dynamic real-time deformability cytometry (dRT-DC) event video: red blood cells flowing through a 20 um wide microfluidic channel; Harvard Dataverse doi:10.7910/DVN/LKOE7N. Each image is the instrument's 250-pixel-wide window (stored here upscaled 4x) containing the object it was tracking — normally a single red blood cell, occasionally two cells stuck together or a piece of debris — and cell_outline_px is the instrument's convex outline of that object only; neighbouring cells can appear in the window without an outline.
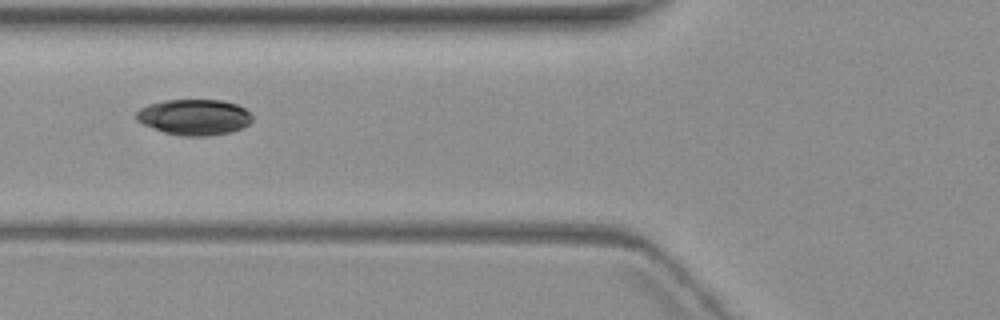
{"species": "common noctule bat (a hibernating species)", "species_latin": "Nyctalus noctula", "temperature_condition": "warm", "stored_images_in_passage": 9, "camera_frame_rate_fps": 3000, "um_per_image_px": 0.085, "animal": {"sex": "female", "body_mass_g": 19.3, "forearm_length_mm": 54.1}, "frame": {"image": 1, "passage_image": 4, "time_ms": 4.667, "image_size_px": [1000, 320], "cell_outline_px": [[252, 120], [248, 124], [232, 132], [208, 136], [180, 136], [164, 132], [144, 124], [136, 120], [136, 112], [140, 108], [148, 104], [164, 100], [224, 100], [236, 104], [244, 108], [252, 116]], "centroid_in_image_um": [16.5, 9.95], "position_along_channel_um": 109.3, "area_um2": 24.22}}
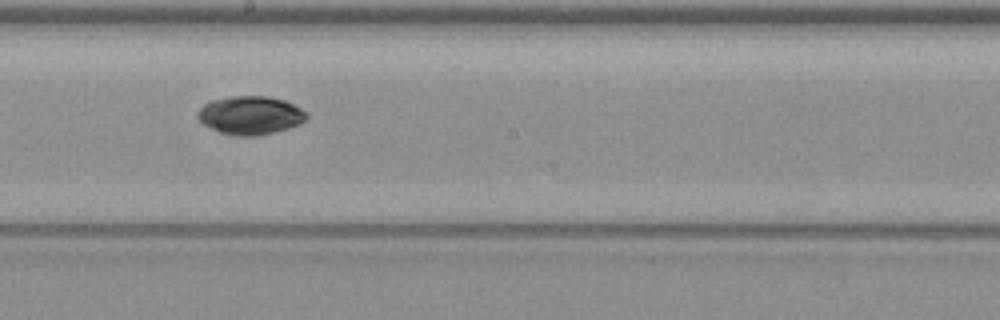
{"frame": {"image": 2, "passage_image": 7, "time_ms": 8.0, "image_size_px": [1000, 320], "cell_outline_px": [[308, 116], [300, 124], [276, 132], [256, 136], [232, 136], [220, 132], [204, 124], [196, 116], [196, 112], [204, 104], [212, 100], [232, 96], [268, 96], [284, 100], [308, 112]], "centroid_in_image_um": [21.28, 9.8], "position_along_channel_um": 226.9, "area_um2": 24.45}}
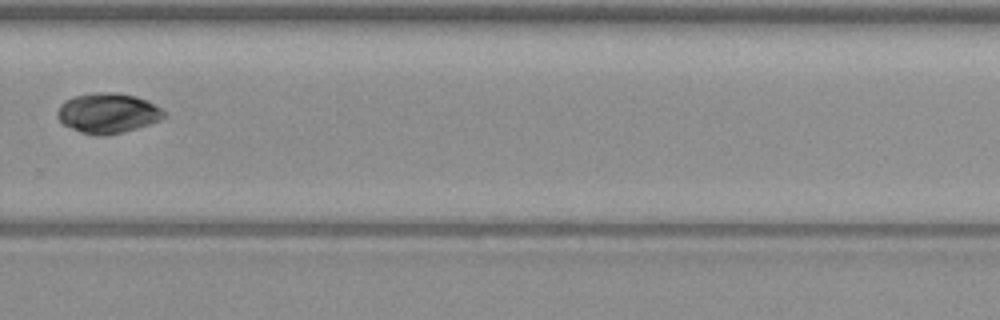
{"frame": {"image": 3, "passage_image": 9, "time_ms": 10.667, "image_size_px": [1000, 320], "cell_outline_px": [[168, 116], [160, 120], [124, 132], [104, 136], [96, 136], [80, 132], [64, 124], [56, 116], [56, 112], [60, 104], [72, 96], [96, 92], [116, 92], [136, 96], [148, 100], [160, 108]], "centroid_in_image_um": [9.16, 9.61], "position_along_channel_um": 320.6, "area_um2": 25.09}}